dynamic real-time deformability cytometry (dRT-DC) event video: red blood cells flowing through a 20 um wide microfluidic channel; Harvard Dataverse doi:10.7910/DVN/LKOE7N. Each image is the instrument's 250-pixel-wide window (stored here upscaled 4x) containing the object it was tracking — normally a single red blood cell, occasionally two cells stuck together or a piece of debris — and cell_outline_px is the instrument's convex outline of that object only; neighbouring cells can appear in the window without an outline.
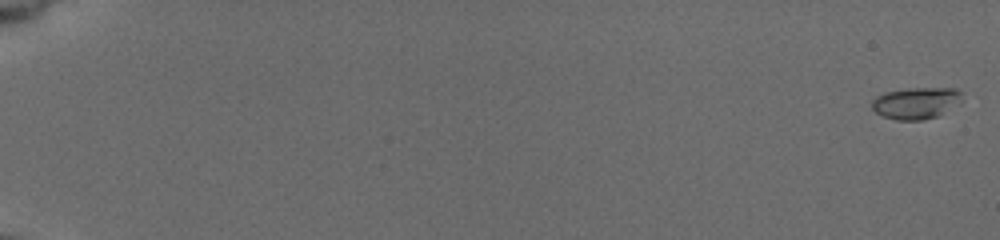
{"species": "common noctule bat (a hibernating species)", "species_latin": "Nyctalus noctula", "temperature_condition": "cold", "stored_images_in_passage": 14, "camera_frame_rate_fps": 3000, "um_per_image_px": 0.085, "animal": {"sex": "female", "body_mass_g": 19.5, "forearm_length_mm": 54.1}, "frame": {"image": 1, "passage_image": 1, "time_ms": 0.0, "image_size_px": [1000, 240], "cell_outline_px": [[960, 92], [940, 116], [924, 120], [896, 120], [884, 116], [876, 112], [872, 108], [872, 100], [876, 96], [884, 92], [908, 88], [956, 88]], "centroid_in_image_um": [77.71, 8.76], "position_along_channel_um": 7.3, "area_um2": 15.95}}
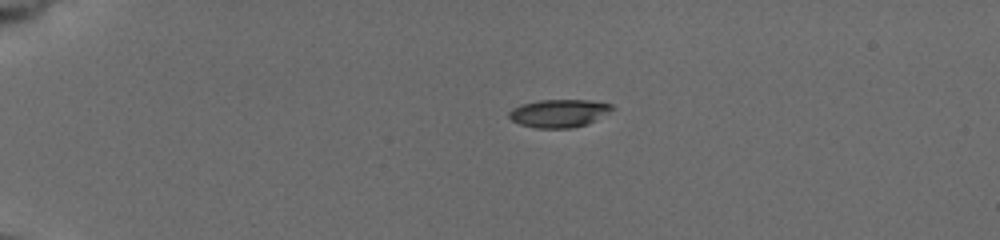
{"frame": {"image": 2, "passage_image": 8, "time_ms": 4.667, "image_size_px": [1000, 240], "cell_outline_px": [[616, 108], [588, 124], [572, 128], [536, 128], [520, 124], [512, 120], [508, 116], [508, 112], [512, 108], [520, 104], [540, 100], [588, 100], [612, 104]], "centroid_in_image_um": [47.51, 9.62], "position_along_channel_um": 37.5, "area_um2": 16.88}}
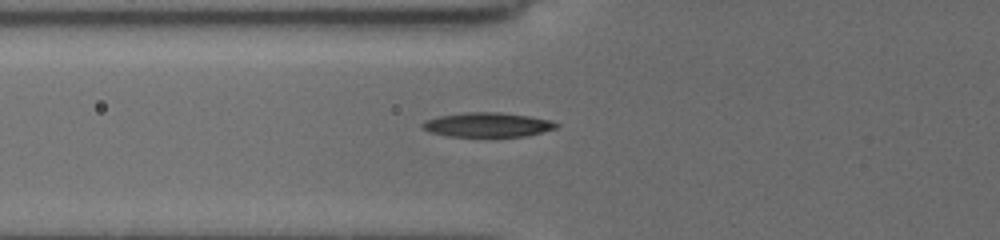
{"frame": {"image": 3, "passage_image": 14, "time_ms": 7.667, "image_size_px": [1000, 240], "cell_outline_px": [[560, 124], [556, 128], [528, 136], [448, 136], [428, 132], [420, 128], [420, 124], [424, 120], [440, 116], [468, 112], [500, 112], [528, 116], [552, 120]], "centroid_in_image_um": [41.42, 10.6], "position_along_channel_um": 84.4, "area_um2": 19.13}}